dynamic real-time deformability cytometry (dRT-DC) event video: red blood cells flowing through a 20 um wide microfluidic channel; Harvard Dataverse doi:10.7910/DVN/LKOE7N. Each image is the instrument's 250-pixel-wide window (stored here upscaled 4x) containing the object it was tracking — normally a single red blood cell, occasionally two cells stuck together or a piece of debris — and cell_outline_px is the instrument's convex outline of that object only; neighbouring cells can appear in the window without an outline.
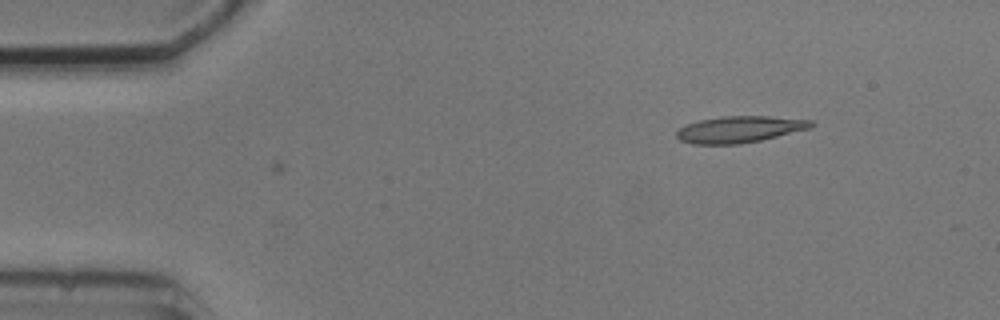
{"species": "common noctule bat (a hibernating species)", "species_latin": "Nyctalus noctula", "temperature_condition": "cold", "stored_images_in_passage": 3, "camera_frame_rate_fps": 3000, "um_per_image_px": 0.085, "animal": {"sex": "male", "body_mass_g": 20.5, "forearm_length_mm": 52.5}, "frame": {"image": 1, "passage_image": 1, "time_ms": 0.0, "image_size_px": [1000, 320], "cell_outline_px": [[816, 124], [812, 128], [760, 140], [740, 144], [692, 144], [680, 140], [676, 136], [676, 132], [680, 128], [688, 124], [700, 120], [720, 116], [768, 116], [812, 120]], "centroid_in_image_um": [62.89, 10.99], "position_along_channel_um": 22.1, "area_um2": 20.81}}
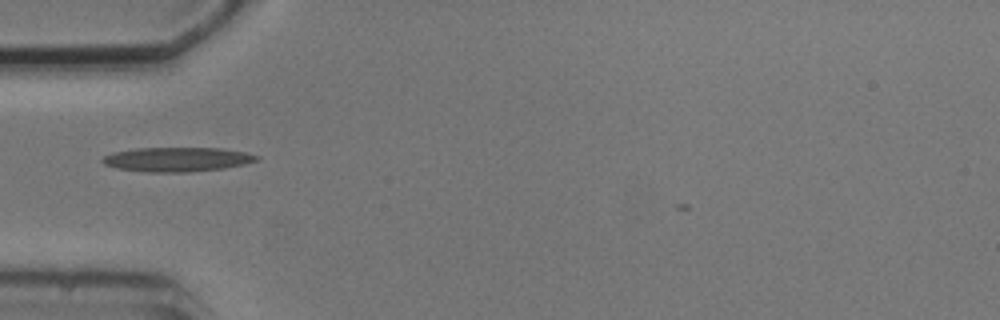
{"frame": {"image": 2, "passage_image": 3, "time_ms": 3.333, "image_size_px": [1000, 320], "cell_outline_px": [[260, 160], [244, 164], [224, 168], [188, 172], [148, 172], [120, 168], [104, 164], [100, 160], [104, 156], [112, 152], [136, 148], [220, 148], [248, 152], [260, 156]], "centroid_in_image_um": [15.1, 13.54], "position_along_channel_um": 69.9, "area_um2": 21.91}}